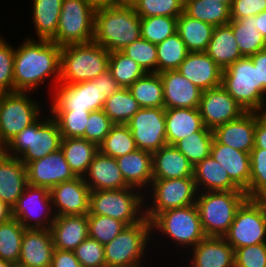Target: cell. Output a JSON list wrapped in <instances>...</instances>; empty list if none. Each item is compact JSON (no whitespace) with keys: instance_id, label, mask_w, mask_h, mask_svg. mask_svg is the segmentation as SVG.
Returning <instances> with one entry per match:
<instances>
[{"instance_id":"obj_1","label":"cell","mask_w":266,"mask_h":267,"mask_svg":"<svg viewBox=\"0 0 266 267\" xmlns=\"http://www.w3.org/2000/svg\"><path fill=\"white\" fill-rule=\"evenodd\" d=\"M14 53L15 92L30 94L45 85L52 77L56 86L60 80L61 46L49 40H35L27 37ZM45 81V82H44Z\"/></svg>"},{"instance_id":"obj_2","label":"cell","mask_w":266,"mask_h":267,"mask_svg":"<svg viewBox=\"0 0 266 267\" xmlns=\"http://www.w3.org/2000/svg\"><path fill=\"white\" fill-rule=\"evenodd\" d=\"M141 37V18L135 11L97 6L93 41L109 52L122 51Z\"/></svg>"},{"instance_id":"obj_3","label":"cell","mask_w":266,"mask_h":267,"mask_svg":"<svg viewBox=\"0 0 266 267\" xmlns=\"http://www.w3.org/2000/svg\"><path fill=\"white\" fill-rule=\"evenodd\" d=\"M110 52L98 43L61 47L59 84H75L96 79L109 68Z\"/></svg>"},{"instance_id":"obj_4","label":"cell","mask_w":266,"mask_h":267,"mask_svg":"<svg viewBox=\"0 0 266 267\" xmlns=\"http://www.w3.org/2000/svg\"><path fill=\"white\" fill-rule=\"evenodd\" d=\"M49 116L45 119L40 116L14 136L2 150L10 156L19 158L26 166L31 161L57 151L61 144V132L55 119L52 115Z\"/></svg>"},{"instance_id":"obj_5","label":"cell","mask_w":266,"mask_h":267,"mask_svg":"<svg viewBox=\"0 0 266 267\" xmlns=\"http://www.w3.org/2000/svg\"><path fill=\"white\" fill-rule=\"evenodd\" d=\"M246 199L242 190L198 192L195 204L205 235L223 237Z\"/></svg>"},{"instance_id":"obj_6","label":"cell","mask_w":266,"mask_h":267,"mask_svg":"<svg viewBox=\"0 0 266 267\" xmlns=\"http://www.w3.org/2000/svg\"><path fill=\"white\" fill-rule=\"evenodd\" d=\"M221 86L246 112L266 113V91L258 84V68L250 57L222 70Z\"/></svg>"},{"instance_id":"obj_7","label":"cell","mask_w":266,"mask_h":267,"mask_svg":"<svg viewBox=\"0 0 266 267\" xmlns=\"http://www.w3.org/2000/svg\"><path fill=\"white\" fill-rule=\"evenodd\" d=\"M139 191L134 187L90 191L89 214L108 216L126 226L137 224L145 218L146 204L145 193Z\"/></svg>"},{"instance_id":"obj_8","label":"cell","mask_w":266,"mask_h":267,"mask_svg":"<svg viewBox=\"0 0 266 267\" xmlns=\"http://www.w3.org/2000/svg\"><path fill=\"white\" fill-rule=\"evenodd\" d=\"M152 234L151 222L146 217L137 224L126 226L104 245L106 266L144 267L143 260L146 258L143 256L147 255L146 251L150 248L147 244Z\"/></svg>"},{"instance_id":"obj_9","label":"cell","mask_w":266,"mask_h":267,"mask_svg":"<svg viewBox=\"0 0 266 267\" xmlns=\"http://www.w3.org/2000/svg\"><path fill=\"white\" fill-rule=\"evenodd\" d=\"M151 230L162 233L174 244L184 247H194L206 237L196 204L165 210L151 221ZM167 236V237H166Z\"/></svg>"},{"instance_id":"obj_10","label":"cell","mask_w":266,"mask_h":267,"mask_svg":"<svg viewBox=\"0 0 266 267\" xmlns=\"http://www.w3.org/2000/svg\"><path fill=\"white\" fill-rule=\"evenodd\" d=\"M96 8L89 0H63L52 42L62 47L93 41Z\"/></svg>"},{"instance_id":"obj_11","label":"cell","mask_w":266,"mask_h":267,"mask_svg":"<svg viewBox=\"0 0 266 267\" xmlns=\"http://www.w3.org/2000/svg\"><path fill=\"white\" fill-rule=\"evenodd\" d=\"M30 99L29 92L2 93L0 101V149L27 126L34 123L43 108Z\"/></svg>"},{"instance_id":"obj_12","label":"cell","mask_w":266,"mask_h":267,"mask_svg":"<svg viewBox=\"0 0 266 267\" xmlns=\"http://www.w3.org/2000/svg\"><path fill=\"white\" fill-rule=\"evenodd\" d=\"M145 193H150L149 196L145 194V202L152 199L151 206L145 205V217L151 221L165 210L195 204L198 191L194 178L186 177L153 180Z\"/></svg>"},{"instance_id":"obj_13","label":"cell","mask_w":266,"mask_h":267,"mask_svg":"<svg viewBox=\"0 0 266 267\" xmlns=\"http://www.w3.org/2000/svg\"><path fill=\"white\" fill-rule=\"evenodd\" d=\"M223 237L234 250L266 243V207L261 199L247 198L237 209L234 221Z\"/></svg>"},{"instance_id":"obj_14","label":"cell","mask_w":266,"mask_h":267,"mask_svg":"<svg viewBox=\"0 0 266 267\" xmlns=\"http://www.w3.org/2000/svg\"><path fill=\"white\" fill-rule=\"evenodd\" d=\"M12 217L26 229H50L56 217L50 190L27 185L12 207Z\"/></svg>"},{"instance_id":"obj_15","label":"cell","mask_w":266,"mask_h":267,"mask_svg":"<svg viewBox=\"0 0 266 267\" xmlns=\"http://www.w3.org/2000/svg\"><path fill=\"white\" fill-rule=\"evenodd\" d=\"M50 102V111H98L107 100L101 94L100 81L58 84Z\"/></svg>"},{"instance_id":"obj_16","label":"cell","mask_w":266,"mask_h":267,"mask_svg":"<svg viewBox=\"0 0 266 267\" xmlns=\"http://www.w3.org/2000/svg\"><path fill=\"white\" fill-rule=\"evenodd\" d=\"M127 125L138 149L154 153L167 145L164 108H141Z\"/></svg>"},{"instance_id":"obj_17","label":"cell","mask_w":266,"mask_h":267,"mask_svg":"<svg viewBox=\"0 0 266 267\" xmlns=\"http://www.w3.org/2000/svg\"><path fill=\"white\" fill-rule=\"evenodd\" d=\"M199 111L203 125L210 130L236 120L246 113L221 85L202 91Z\"/></svg>"},{"instance_id":"obj_18","label":"cell","mask_w":266,"mask_h":267,"mask_svg":"<svg viewBox=\"0 0 266 267\" xmlns=\"http://www.w3.org/2000/svg\"><path fill=\"white\" fill-rule=\"evenodd\" d=\"M26 167L28 185L45 187L49 190L77 177L65 160L61 148L41 159L31 161Z\"/></svg>"},{"instance_id":"obj_19","label":"cell","mask_w":266,"mask_h":267,"mask_svg":"<svg viewBox=\"0 0 266 267\" xmlns=\"http://www.w3.org/2000/svg\"><path fill=\"white\" fill-rule=\"evenodd\" d=\"M56 216L87 215L90 189L83 177L62 182L50 190Z\"/></svg>"},{"instance_id":"obj_20","label":"cell","mask_w":266,"mask_h":267,"mask_svg":"<svg viewBox=\"0 0 266 267\" xmlns=\"http://www.w3.org/2000/svg\"><path fill=\"white\" fill-rule=\"evenodd\" d=\"M163 85L164 109L199 108L202 90L177 70L159 73Z\"/></svg>"},{"instance_id":"obj_21","label":"cell","mask_w":266,"mask_h":267,"mask_svg":"<svg viewBox=\"0 0 266 267\" xmlns=\"http://www.w3.org/2000/svg\"><path fill=\"white\" fill-rule=\"evenodd\" d=\"M55 250L50 229H26L18 260L20 266L50 267Z\"/></svg>"},{"instance_id":"obj_22","label":"cell","mask_w":266,"mask_h":267,"mask_svg":"<svg viewBox=\"0 0 266 267\" xmlns=\"http://www.w3.org/2000/svg\"><path fill=\"white\" fill-rule=\"evenodd\" d=\"M177 71L202 91L221 85L222 70L206 52H188Z\"/></svg>"},{"instance_id":"obj_23","label":"cell","mask_w":266,"mask_h":267,"mask_svg":"<svg viewBox=\"0 0 266 267\" xmlns=\"http://www.w3.org/2000/svg\"><path fill=\"white\" fill-rule=\"evenodd\" d=\"M256 112H246L240 118L213 130L214 139L236 150L250 153L255 146Z\"/></svg>"},{"instance_id":"obj_24","label":"cell","mask_w":266,"mask_h":267,"mask_svg":"<svg viewBox=\"0 0 266 267\" xmlns=\"http://www.w3.org/2000/svg\"><path fill=\"white\" fill-rule=\"evenodd\" d=\"M27 185L26 165L0 149V200L12 208Z\"/></svg>"},{"instance_id":"obj_25","label":"cell","mask_w":266,"mask_h":267,"mask_svg":"<svg viewBox=\"0 0 266 267\" xmlns=\"http://www.w3.org/2000/svg\"><path fill=\"white\" fill-rule=\"evenodd\" d=\"M189 249L190 267H235L234 249L224 237L206 236Z\"/></svg>"},{"instance_id":"obj_26","label":"cell","mask_w":266,"mask_h":267,"mask_svg":"<svg viewBox=\"0 0 266 267\" xmlns=\"http://www.w3.org/2000/svg\"><path fill=\"white\" fill-rule=\"evenodd\" d=\"M83 178L90 191L130 187L122 176L116 158L103 155L100 151L95 155Z\"/></svg>"},{"instance_id":"obj_27","label":"cell","mask_w":266,"mask_h":267,"mask_svg":"<svg viewBox=\"0 0 266 267\" xmlns=\"http://www.w3.org/2000/svg\"><path fill=\"white\" fill-rule=\"evenodd\" d=\"M210 155L228 172L230 180L246 192L250 181V153L220 144L213 139Z\"/></svg>"},{"instance_id":"obj_28","label":"cell","mask_w":266,"mask_h":267,"mask_svg":"<svg viewBox=\"0 0 266 267\" xmlns=\"http://www.w3.org/2000/svg\"><path fill=\"white\" fill-rule=\"evenodd\" d=\"M54 247L73 251L88 237L87 215L56 216L50 227Z\"/></svg>"},{"instance_id":"obj_29","label":"cell","mask_w":266,"mask_h":267,"mask_svg":"<svg viewBox=\"0 0 266 267\" xmlns=\"http://www.w3.org/2000/svg\"><path fill=\"white\" fill-rule=\"evenodd\" d=\"M116 160L125 182L143 193L147 191L153 181L152 153L136 149Z\"/></svg>"},{"instance_id":"obj_30","label":"cell","mask_w":266,"mask_h":267,"mask_svg":"<svg viewBox=\"0 0 266 267\" xmlns=\"http://www.w3.org/2000/svg\"><path fill=\"white\" fill-rule=\"evenodd\" d=\"M193 167L175 146L166 145L152 153L153 180L193 177Z\"/></svg>"},{"instance_id":"obj_31","label":"cell","mask_w":266,"mask_h":267,"mask_svg":"<svg viewBox=\"0 0 266 267\" xmlns=\"http://www.w3.org/2000/svg\"><path fill=\"white\" fill-rule=\"evenodd\" d=\"M203 127L199 108L165 109L167 145L174 146L179 140L200 131Z\"/></svg>"},{"instance_id":"obj_32","label":"cell","mask_w":266,"mask_h":267,"mask_svg":"<svg viewBox=\"0 0 266 267\" xmlns=\"http://www.w3.org/2000/svg\"><path fill=\"white\" fill-rule=\"evenodd\" d=\"M193 178L198 192L240 190L230 180L226 169L211 155L194 165Z\"/></svg>"},{"instance_id":"obj_33","label":"cell","mask_w":266,"mask_h":267,"mask_svg":"<svg viewBox=\"0 0 266 267\" xmlns=\"http://www.w3.org/2000/svg\"><path fill=\"white\" fill-rule=\"evenodd\" d=\"M206 54L221 68L226 69L236 60L243 58L229 24L216 26Z\"/></svg>"},{"instance_id":"obj_34","label":"cell","mask_w":266,"mask_h":267,"mask_svg":"<svg viewBox=\"0 0 266 267\" xmlns=\"http://www.w3.org/2000/svg\"><path fill=\"white\" fill-rule=\"evenodd\" d=\"M33 25L38 40L52 41L56 36L63 0H32Z\"/></svg>"},{"instance_id":"obj_35","label":"cell","mask_w":266,"mask_h":267,"mask_svg":"<svg viewBox=\"0 0 266 267\" xmlns=\"http://www.w3.org/2000/svg\"><path fill=\"white\" fill-rule=\"evenodd\" d=\"M60 148L65 160L77 177H83L99 152V147L85 138H62Z\"/></svg>"},{"instance_id":"obj_36","label":"cell","mask_w":266,"mask_h":267,"mask_svg":"<svg viewBox=\"0 0 266 267\" xmlns=\"http://www.w3.org/2000/svg\"><path fill=\"white\" fill-rule=\"evenodd\" d=\"M214 26L186 15L177 19V33L185 43L188 52H205L211 40Z\"/></svg>"},{"instance_id":"obj_37","label":"cell","mask_w":266,"mask_h":267,"mask_svg":"<svg viewBox=\"0 0 266 267\" xmlns=\"http://www.w3.org/2000/svg\"><path fill=\"white\" fill-rule=\"evenodd\" d=\"M183 12L214 27L226 25L231 21L230 7L214 0H184Z\"/></svg>"},{"instance_id":"obj_38","label":"cell","mask_w":266,"mask_h":267,"mask_svg":"<svg viewBox=\"0 0 266 267\" xmlns=\"http://www.w3.org/2000/svg\"><path fill=\"white\" fill-rule=\"evenodd\" d=\"M228 24L243 57H250L266 48V40L257 30L256 16L231 20Z\"/></svg>"},{"instance_id":"obj_39","label":"cell","mask_w":266,"mask_h":267,"mask_svg":"<svg viewBox=\"0 0 266 267\" xmlns=\"http://www.w3.org/2000/svg\"><path fill=\"white\" fill-rule=\"evenodd\" d=\"M129 90L141 108H164L163 85L159 73H146Z\"/></svg>"},{"instance_id":"obj_40","label":"cell","mask_w":266,"mask_h":267,"mask_svg":"<svg viewBox=\"0 0 266 267\" xmlns=\"http://www.w3.org/2000/svg\"><path fill=\"white\" fill-rule=\"evenodd\" d=\"M141 109L129 88H120L103 105V111L114 124H127Z\"/></svg>"},{"instance_id":"obj_41","label":"cell","mask_w":266,"mask_h":267,"mask_svg":"<svg viewBox=\"0 0 266 267\" xmlns=\"http://www.w3.org/2000/svg\"><path fill=\"white\" fill-rule=\"evenodd\" d=\"M25 227L15 218L0 223V259L17 265Z\"/></svg>"},{"instance_id":"obj_42","label":"cell","mask_w":266,"mask_h":267,"mask_svg":"<svg viewBox=\"0 0 266 267\" xmlns=\"http://www.w3.org/2000/svg\"><path fill=\"white\" fill-rule=\"evenodd\" d=\"M156 48L157 73L177 70L188 54L185 43L177 32L157 44Z\"/></svg>"},{"instance_id":"obj_43","label":"cell","mask_w":266,"mask_h":267,"mask_svg":"<svg viewBox=\"0 0 266 267\" xmlns=\"http://www.w3.org/2000/svg\"><path fill=\"white\" fill-rule=\"evenodd\" d=\"M213 139V130L204 126L200 131L179 140L174 146L195 165L210 155Z\"/></svg>"},{"instance_id":"obj_44","label":"cell","mask_w":266,"mask_h":267,"mask_svg":"<svg viewBox=\"0 0 266 267\" xmlns=\"http://www.w3.org/2000/svg\"><path fill=\"white\" fill-rule=\"evenodd\" d=\"M137 148L132 132L127 124H114L99 151L106 156L118 158L135 151Z\"/></svg>"},{"instance_id":"obj_45","label":"cell","mask_w":266,"mask_h":267,"mask_svg":"<svg viewBox=\"0 0 266 267\" xmlns=\"http://www.w3.org/2000/svg\"><path fill=\"white\" fill-rule=\"evenodd\" d=\"M108 70L122 88H129L146 74L135 61L122 51L110 52Z\"/></svg>"},{"instance_id":"obj_46","label":"cell","mask_w":266,"mask_h":267,"mask_svg":"<svg viewBox=\"0 0 266 267\" xmlns=\"http://www.w3.org/2000/svg\"><path fill=\"white\" fill-rule=\"evenodd\" d=\"M245 193L249 199L266 195V149L253 148L250 152V181Z\"/></svg>"},{"instance_id":"obj_47","label":"cell","mask_w":266,"mask_h":267,"mask_svg":"<svg viewBox=\"0 0 266 267\" xmlns=\"http://www.w3.org/2000/svg\"><path fill=\"white\" fill-rule=\"evenodd\" d=\"M178 17L153 16L141 18V38L159 44L177 32Z\"/></svg>"},{"instance_id":"obj_48","label":"cell","mask_w":266,"mask_h":267,"mask_svg":"<svg viewBox=\"0 0 266 267\" xmlns=\"http://www.w3.org/2000/svg\"><path fill=\"white\" fill-rule=\"evenodd\" d=\"M58 124L62 138H84L89 111H50Z\"/></svg>"},{"instance_id":"obj_49","label":"cell","mask_w":266,"mask_h":267,"mask_svg":"<svg viewBox=\"0 0 266 267\" xmlns=\"http://www.w3.org/2000/svg\"><path fill=\"white\" fill-rule=\"evenodd\" d=\"M87 217L88 236L103 245L111 242L126 227L123 222L108 216L88 213Z\"/></svg>"},{"instance_id":"obj_50","label":"cell","mask_w":266,"mask_h":267,"mask_svg":"<svg viewBox=\"0 0 266 267\" xmlns=\"http://www.w3.org/2000/svg\"><path fill=\"white\" fill-rule=\"evenodd\" d=\"M122 52L135 61L146 73H157V48L143 38L127 45Z\"/></svg>"},{"instance_id":"obj_51","label":"cell","mask_w":266,"mask_h":267,"mask_svg":"<svg viewBox=\"0 0 266 267\" xmlns=\"http://www.w3.org/2000/svg\"><path fill=\"white\" fill-rule=\"evenodd\" d=\"M184 0H139L135 12L140 18L153 16L179 17Z\"/></svg>"},{"instance_id":"obj_52","label":"cell","mask_w":266,"mask_h":267,"mask_svg":"<svg viewBox=\"0 0 266 267\" xmlns=\"http://www.w3.org/2000/svg\"><path fill=\"white\" fill-rule=\"evenodd\" d=\"M14 53L10 42L0 37V92H15L14 87Z\"/></svg>"},{"instance_id":"obj_53","label":"cell","mask_w":266,"mask_h":267,"mask_svg":"<svg viewBox=\"0 0 266 267\" xmlns=\"http://www.w3.org/2000/svg\"><path fill=\"white\" fill-rule=\"evenodd\" d=\"M73 252L83 267L106 266L104 245L89 236Z\"/></svg>"},{"instance_id":"obj_54","label":"cell","mask_w":266,"mask_h":267,"mask_svg":"<svg viewBox=\"0 0 266 267\" xmlns=\"http://www.w3.org/2000/svg\"><path fill=\"white\" fill-rule=\"evenodd\" d=\"M113 125L114 123L103 110L92 111L86 124L84 138L99 147Z\"/></svg>"},{"instance_id":"obj_55","label":"cell","mask_w":266,"mask_h":267,"mask_svg":"<svg viewBox=\"0 0 266 267\" xmlns=\"http://www.w3.org/2000/svg\"><path fill=\"white\" fill-rule=\"evenodd\" d=\"M235 267H266V243L234 250Z\"/></svg>"},{"instance_id":"obj_56","label":"cell","mask_w":266,"mask_h":267,"mask_svg":"<svg viewBox=\"0 0 266 267\" xmlns=\"http://www.w3.org/2000/svg\"><path fill=\"white\" fill-rule=\"evenodd\" d=\"M266 10V0H233L230 7L231 20L256 16Z\"/></svg>"},{"instance_id":"obj_57","label":"cell","mask_w":266,"mask_h":267,"mask_svg":"<svg viewBox=\"0 0 266 267\" xmlns=\"http://www.w3.org/2000/svg\"><path fill=\"white\" fill-rule=\"evenodd\" d=\"M50 267H83L75 257L73 251L56 249Z\"/></svg>"},{"instance_id":"obj_58","label":"cell","mask_w":266,"mask_h":267,"mask_svg":"<svg viewBox=\"0 0 266 267\" xmlns=\"http://www.w3.org/2000/svg\"><path fill=\"white\" fill-rule=\"evenodd\" d=\"M91 81H100L101 94L105 95L107 98L111 97L117 90L121 88L118 82L112 77V74L109 70Z\"/></svg>"},{"instance_id":"obj_59","label":"cell","mask_w":266,"mask_h":267,"mask_svg":"<svg viewBox=\"0 0 266 267\" xmlns=\"http://www.w3.org/2000/svg\"><path fill=\"white\" fill-rule=\"evenodd\" d=\"M254 140V148L266 149V113L256 112V127Z\"/></svg>"},{"instance_id":"obj_60","label":"cell","mask_w":266,"mask_h":267,"mask_svg":"<svg viewBox=\"0 0 266 267\" xmlns=\"http://www.w3.org/2000/svg\"><path fill=\"white\" fill-rule=\"evenodd\" d=\"M255 68H258V84L266 91V48L250 56Z\"/></svg>"},{"instance_id":"obj_61","label":"cell","mask_w":266,"mask_h":267,"mask_svg":"<svg viewBox=\"0 0 266 267\" xmlns=\"http://www.w3.org/2000/svg\"><path fill=\"white\" fill-rule=\"evenodd\" d=\"M138 1L139 0H113V2L110 5L114 6L117 9H126L135 11L138 6Z\"/></svg>"},{"instance_id":"obj_62","label":"cell","mask_w":266,"mask_h":267,"mask_svg":"<svg viewBox=\"0 0 266 267\" xmlns=\"http://www.w3.org/2000/svg\"><path fill=\"white\" fill-rule=\"evenodd\" d=\"M256 26L257 30L266 40V10L258 15H256Z\"/></svg>"},{"instance_id":"obj_63","label":"cell","mask_w":266,"mask_h":267,"mask_svg":"<svg viewBox=\"0 0 266 267\" xmlns=\"http://www.w3.org/2000/svg\"><path fill=\"white\" fill-rule=\"evenodd\" d=\"M12 217V208L0 200V223L9 220Z\"/></svg>"},{"instance_id":"obj_64","label":"cell","mask_w":266,"mask_h":267,"mask_svg":"<svg viewBox=\"0 0 266 267\" xmlns=\"http://www.w3.org/2000/svg\"><path fill=\"white\" fill-rule=\"evenodd\" d=\"M89 1L92 2L96 6L110 5L113 2V0H89Z\"/></svg>"},{"instance_id":"obj_65","label":"cell","mask_w":266,"mask_h":267,"mask_svg":"<svg viewBox=\"0 0 266 267\" xmlns=\"http://www.w3.org/2000/svg\"><path fill=\"white\" fill-rule=\"evenodd\" d=\"M0 267H16V265L0 259Z\"/></svg>"},{"instance_id":"obj_66","label":"cell","mask_w":266,"mask_h":267,"mask_svg":"<svg viewBox=\"0 0 266 267\" xmlns=\"http://www.w3.org/2000/svg\"><path fill=\"white\" fill-rule=\"evenodd\" d=\"M223 4H227L229 7H231L232 1L233 0H214Z\"/></svg>"},{"instance_id":"obj_67","label":"cell","mask_w":266,"mask_h":267,"mask_svg":"<svg viewBox=\"0 0 266 267\" xmlns=\"http://www.w3.org/2000/svg\"><path fill=\"white\" fill-rule=\"evenodd\" d=\"M261 201L264 203V205L266 207V195L261 198Z\"/></svg>"}]
</instances>
